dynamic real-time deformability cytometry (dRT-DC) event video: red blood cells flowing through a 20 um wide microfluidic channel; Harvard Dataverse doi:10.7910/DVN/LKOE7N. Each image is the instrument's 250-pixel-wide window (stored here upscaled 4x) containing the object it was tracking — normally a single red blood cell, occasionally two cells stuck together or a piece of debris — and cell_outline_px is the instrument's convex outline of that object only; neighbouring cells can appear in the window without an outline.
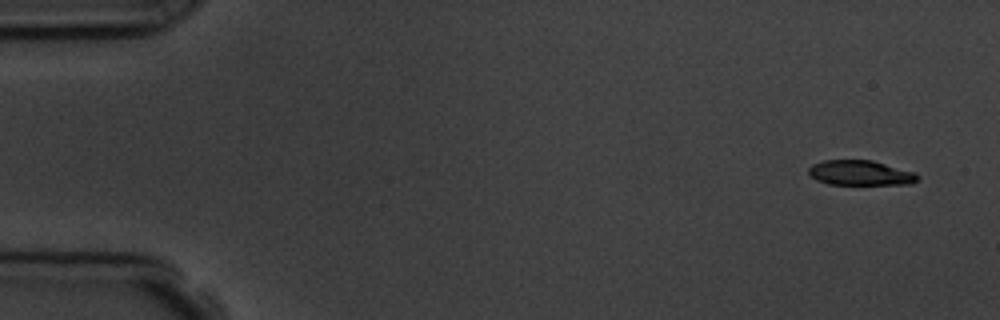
{"species": "common noctule bat (a hibernating species)", "species_latin": "Nyctalus noctula", "temperature_condition": "room temperature", "stored_images_in_passage": 6, "segment_of_instrument_passage": [1, 2], "camera_frame_rate_fps": 3000, "um_per_image_px": 0.085, "animal": {"sex": "male", "body_mass_g": 19.5, "forearm_length_mm": 54.6}, "frame": {"image": 1, "passage_image": 1, "time_ms": 0.0, "image_size_px": [1000, 320], "cell_outline_px": [[920, 176], [912, 184], [828, 184], [816, 180], [808, 172], [808, 168], [812, 164], [824, 160], [872, 160], [916, 172]], "centroid_in_image_um": [73.14, 14.69], "position_along_channel_um": 11.9, "area_um2": 15.9}}
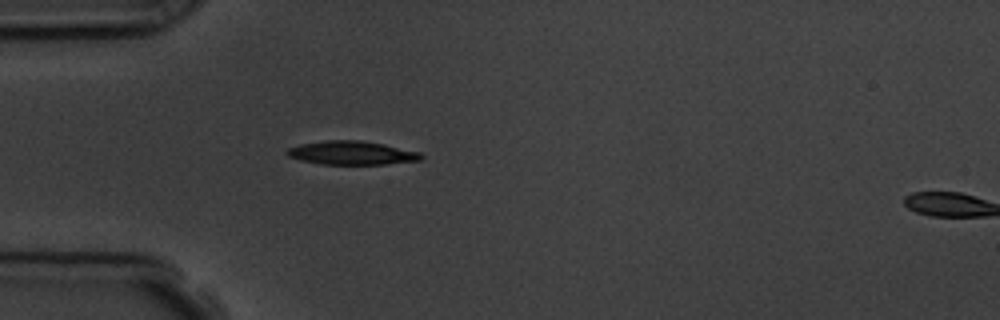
{"frame": {"image": 2, "passage_image": 5, "time_ms": 4.333, "image_size_px": [1000, 320], "cell_outline_px": [[424, 156], [420, 160], [384, 164], [320, 164], [300, 160], [288, 156], [284, 152], [288, 148], [300, 144], [324, 140], [360, 140], [384, 144], [420, 152]], "centroid_in_image_um": [29.86, 12.99], "position_along_channel_um": 55.1, "area_um2": 18.5}}